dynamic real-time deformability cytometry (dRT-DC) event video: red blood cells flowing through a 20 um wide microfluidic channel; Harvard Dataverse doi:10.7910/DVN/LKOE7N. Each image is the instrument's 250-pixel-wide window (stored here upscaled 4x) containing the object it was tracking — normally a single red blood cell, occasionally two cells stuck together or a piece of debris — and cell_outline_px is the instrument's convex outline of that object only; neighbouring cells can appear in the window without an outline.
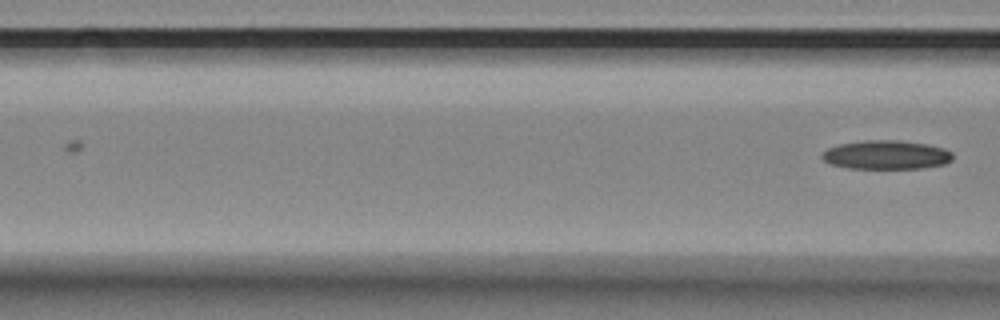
{"species": "Egyptian fruit bat (a non-hibernating species)", "species_latin": "Rousettus aegyptiacus", "temperature_condition": "room temperature", "stored_images_in_passage": 7, "camera_frame_rate_fps": 3000, "um_per_image_px": 0.085, "animal": {"sex": "female"}, "frame": {"image": 1, "passage_image": 7, "time_ms": 2.0, "image_size_px": [1000, 320], "cell_outline_px": [[952, 160], [944, 164], [924, 168], [848, 168], [832, 164], [824, 160], [820, 156], [828, 148], [840, 144], [864, 140], [900, 140], [928, 144], [944, 148], [952, 152]], "centroid_in_image_um": [75.36, 13.15], "position_along_channel_um": 91.2, "area_um2": 21.96}}